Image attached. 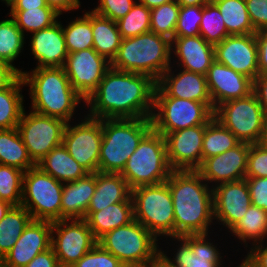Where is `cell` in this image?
<instances>
[{
	"label": "cell",
	"mask_w": 267,
	"mask_h": 267,
	"mask_svg": "<svg viewBox=\"0 0 267 267\" xmlns=\"http://www.w3.org/2000/svg\"><path fill=\"white\" fill-rule=\"evenodd\" d=\"M156 81L110 67L97 89L84 102L87 116L96 119L151 118Z\"/></svg>",
	"instance_id": "1"
},
{
	"label": "cell",
	"mask_w": 267,
	"mask_h": 267,
	"mask_svg": "<svg viewBox=\"0 0 267 267\" xmlns=\"http://www.w3.org/2000/svg\"><path fill=\"white\" fill-rule=\"evenodd\" d=\"M173 200L175 237L209 234L213 189L197 170H173L166 180Z\"/></svg>",
	"instance_id": "2"
},
{
	"label": "cell",
	"mask_w": 267,
	"mask_h": 267,
	"mask_svg": "<svg viewBox=\"0 0 267 267\" xmlns=\"http://www.w3.org/2000/svg\"><path fill=\"white\" fill-rule=\"evenodd\" d=\"M25 86H29L31 110L71 123L75 109L85 100L71 86L63 67L34 68L22 71Z\"/></svg>",
	"instance_id": "3"
},
{
	"label": "cell",
	"mask_w": 267,
	"mask_h": 267,
	"mask_svg": "<svg viewBox=\"0 0 267 267\" xmlns=\"http://www.w3.org/2000/svg\"><path fill=\"white\" fill-rule=\"evenodd\" d=\"M171 40L154 32L122 39L111 67L144 74L156 82L171 65Z\"/></svg>",
	"instance_id": "4"
},
{
	"label": "cell",
	"mask_w": 267,
	"mask_h": 267,
	"mask_svg": "<svg viewBox=\"0 0 267 267\" xmlns=\"http://www.w3.org/2000/svg\"><path fill=\"white\" fill-rule=\"evenodd\" d=\"M151 129V118L102 119L98 172L121 173L139 142Z\"/></svg>",
	"instance_id": "5"
},
{
	"label": "cell",
	"mask_w": 267,
	"mask_h": 267,
	"mask_svg": "<svg viewBox=\"0 0 267 267\" xmlns=\"http://www.w3.org/2000/svg\"><path fill=\"white\" fill-rule=\"evenodd\" d=\"M137 220L105 233L97 242L126 267H147L160 257L158 241Z\"/></svg>",
	"instance_id": "6"
},
{
	"label": "cell",
	"mask_w": 267,
	"mask_h": 267,
	"mask_svg": "<svg viewBox=\"0 0 267 267\" xmlns=\"http://www.w3.org/2000/svg\"><path fill=\"white\" fill-rule=\"evenodd\" d=\"M172 171L165 137L152 128L139 142L120 174L132 190L164 182Z\"/></svg>",
	"instance_id": "7"
},
{
	"label": "cell",
	"mask_w": 267,
	"mask_h": 267,
	"mask_svg": "<svg viewBox=\"0 0 267 267\" xmlns=\"http://www.w3.org/2000/svg\"><path fill=\"white\" fill-rule=\"evenodd\" d=\"M134 219L156 238L175 237L173 200L166 181L131 190Z\"/></svg>",
	"instance_id": "8"
},
{
	"label": "cell",
	"mask_w": 267,
	"mask_h": 267,
	"mask_svg": "<svg viewBox=\"0 0 267 267\" xmlns=\"http://www.w3.org/2000/svg\"><path fill=\"white\" fill-rule=\"evenodd\" d=\"M214 112L199 101L167 96L157 85L154 92L152 128L165 136L167 133L207 125Z\"/></svg>",
	"instance_id": "9"
},
{
	"label": "cell",
	"mask_w": 267,
	"mask_h": 267,
	"mask_svg": "<svg viewBox=\"0 0 267 267\" xmlns=\"http://www.w3.org/2000/svg\"><path fill=\"white\" fill-rule=\"evenodd\" d=\"M63 185L38 166L29 168L23 174L21 205L34 220H61Z\"/></svg>",
	"instance_id": "10"
},
{
	"label": "cell",
	"mask_w": 267,
	"mask_h": 267,
	"mask_svg": "<svg viewBox=\"0 0 267 267\" xmlns=\"http://www.w3.org/2000/svg\"><path fill=\"white\" fill-rule=\"evenodd\" d=\"M213 116L240 142H261L267 118L254 92L218 105Z\"/></svg>",
	"instance_id": "11"
},
{
	"label": "cell",
	"mask_w": 267,
	"mask_h": 267,
	"mask_svg": "<svg viewBox=\"0 0 267 267\" xmlns=\"http://www.w3.org/2000/svg\"><path fill=\"white\" fill-rule=\"evenodd\" d=\"M67 122L24 109L18 130L32 161L39 163L53 148L62 144Z\"/></svg>",
	"instance_id": "12"
},
{
	"label": "cell",
	"mask_w": 267,
	"mask_h": 267,
	"mask_svg": "<svg viewBox=\"0 0 267 267\" xmlns=\"http://www.w3.org/2000/svg\"><path fill=\"white\" fill-rule=\"evenodd\" d=\"M97 243L85 219H62L52 222L51 247L60 267H72Z\"/></svg>",
	"instance_id": "13"
},
{
	"label": "cell",
	"mask_w": 267,
	"mask_h": 267,
	"mask_svg": "<svg viewBox=\"0 0 267 267\" xmlns=\"http://www.w3.org/2000/svg\"><path fill=\"white\" fill-rule=\"evenodd\" d=\"M101 142L102 119L85 116V119L74 126L67 123L62 144L88 173H96Z\"/></svg>",
	"instance_id": "14"
},
{
	"label": "cell",
	"mask_w": 267,
	"mask_h": 267,
	"mask_svg": "<svg viewBox=\"0 0 267 267\" xmlns=\"http://www.w3.org/2000/svg\"><path fill=\"white\" fill-rule=\"evenodd\" d=\"M110 67L111 62L94 48L68 53L63 66L71 86L85 101L97 89Z\"/></svg>",
	"instance_id": "15"
},
{
	"label": "cell",
	"mask_w": 267,
	"mask_h": 267,
	"mask_svg": "<svg viewBox=\"0 0 267 267\" xmlns=\"http://www.w3.org/2000/svg\"><path fill=\"white\" fill-rule=\"evenodd\" d=\"M215 61L241 73L252 81L259 75L255 34L229 35L214 45Z\"/></svg>",
	"instance_id": "16"
},
{
	"label": "cell",
	"mask_w": 267,
	"mask_h": 267,
	"mask_svg": "<svg viewBox=\"0 0 267 267\" xmlns=\"http://www.w3.org/2000/svg\"><path fill=\"white\" fill-rule=\"evenodd\" d=\"M208 234L184 235L182 237H170L179 241L177 252L173 258L168 257L167 252L160 249V258L170 267H220L223 263L221 252ZM222 267V266H221Z\"/></svg>",
	"instance_id": "17"
},
{
	"label": "cell",
	"mask_w": 267,
	"mask_h": 267,
	"mask_svg": "<svg viewBox=\"0 0 267 267\" xmlns=\"http://www.w3.org/2000/svg\"><path fill=\"white\" fill-rule=\"evenodd\" d=\"M212 189L214 219L231 231L252 204L246 178L222 183Z\"/></svg>",
	"instance_id": "18"
},
{
	"label": "cell",
	"mask_w": 267,
	"mask_h": 267,
	"mask_svg": "<svg viewBox=\"0 0 267 267\" xmlns=\"http://www.w3.org/2000/svg\"><path fill=\"white\" fill-rule=\"evenodd\" d=\"M207 125L167 133V158L172 170H198L202 165V142Z\"/></svg>",
	"instance_id": "19"
},
{
	"label": "cell",
	"mask_w": 267,
	"mask_h": 267,
	"mask_svg": "<svg viewBox=\"0 0 267 267\" xmlns=\"http://www.w3.org/2000/svg\"><path fill=\"white\" fill-rule=\"evenodd\" d=\"M250 144L240 142L233 149L222 154L206 158L197 170L207 183H215L211 188L222 183L245 178Z\"/></svg>",
	"instance_id": "20"
},
{
	"label": "cell",
	"mask_w": 267,
	"mask_h": 267,
	"mask_svg": "<svg viewBox=\"0 0 267 267\" xmlns=\"http://www.w3.org/2000/svg\"><path fill=\"white\" fill-rule=\"evenodd\" d=\"M52 222L32 219L4 256L5 267H25L39 253L51 247Z\"/></svg>",
	"instance_id": "21"
},
{
	"label": "cell",
	"mask_w": 267,
	"mask_h": 267,
	"mask_svg": "<svg viewBox=\"0 0 267 267\" xmlns=\"http://www.w3.org/2000/svg\"><path fill=\"white\" fill-rule=\"evenodd\" d=\"M214 109L229 100L248 96L253 92V81L226 65L214 61L206 74Z\"/></svg>",
	"instance_id": "22"
},
{
	"label": "cell",
	"mask_w": 267,
	"mask_h": 267,
	"mask_svg": "<svg viewBox=\"0 0 267 267\" xmlns=\"http://www.w3.org/2000/svg\"><path fill=\"white\" fill-rule=\"evenodd\" d=\"M172 68L174 67L170 66L161 75L156 85L169 97L199 101L205 103L214 112L206 76L183 69L175 74Z\"/></svg>",
	"instance_id": "23"
},
{
	"label": "cell",
	"mask_w": 267,
	"mask_h": 267,
	"mask_svg": "<svg viewBox=\"0 0 267 267\" xmlns=\"http://www.w3.org/2000/svg\"><path fill=\"white\" fill-rule=\"evenodd\" d=\"M29 45L38 61L35 68L64 66L68 50L60 21L49 28L33 32Z\"/></svg>",
	"instance_id": "24"
},
{
	"label": "cell",
	"mask_w": 267,
	"mask_h": 267,
	"mask_svg": "<svg viewBox=\"0 0 267 267\" xmlns=\"http://www.w3.org/2000/svg\"><path fill=\"white\" fill-rule=\"evenodd\" d=\"M171 53L175 54L177 66L181 69L202 75L207 74L215 61L214 45L202 36L174 37L171 40Z\"/></svg>",
	"instance_id": "25"
},
{
	"label": "cell",
	"mask_w": 267,
	"mask_h": 267,
	"mask_svg": "<svg viewBox=\"0 0 267 267\" xmlns=\"http://www.w3.org/2000/svg\"><path fill=\"white\" fill-rule=\"evenodd\" d=\"M96 188V173L63 185L61 197L62 219H85L91 198Z\"/></svg>",
	"instance_id": "26"
},
{
	"label": "cell",
	"mask_w": 267,
	"mask_h": 267,
	"mask_svg": "<svg viewBox=\"0 0 267 267\" xmlns=\"http://www.w3.org/2000/svg\"><path fill=\"white\" fill-rule=\"evenodd\" d=\"M123 201L133 200L131 189L121 174L96 172V188L85 219L94 211H101L109 205Z\"/></svg>",
	"instance_id": "27"
},
{
	"label": "cell",
	"mask_w": 267,
	"mask_h": 267,
	"mask_svg": "<svg viewBox=\"0 0 267 267\" xmlns=\"http://www.w3.org/2000/svg\"><path fill=\"white\" fill-rule=\"evenodd\" d=\"M36 166L61 183L76 181L88 174L63 144L53 148Z\"/></svg>",
	"instance_id": "28"
},
{
	"label": "cell",
	"mask_w": 267,
	"mask_h": 267,
	"mask_svg": "<svg viewBox=\"0 0 267 267\" xmlns=\"http://www.w3.org/2000/svg\"><path fill=\"white\" fill-rule=\"evenodd\" d=\"M85 220L98 240L105 233L125 226L134 220L133 201L109 205L101 211L92 212Z\"/></svg>",
	"instance_id": "29"
},
{
	"label": "cell",
	"mask_w": 267,
	"mask_h": 267,
	"mask_svg": "<svg viewBox=\"0 0 267 267\" xmlns=\"http://www.w3.org/2000/svg\"><path fill=\"white\" fill-rule=\"evenodd\" d=\"M93 48L109 62L116 57L122 42L116 21L103 17L92 10Z\"/></svg>",
	"instance_id": "30"
},
{
	"label": "cell",
	"mask_w": 267,
	"mask_h": 267,
	"mask_svg": "<svg viewBox=\"0 0 267 267\" xmlns=\"http://www.w3.org/2000/svg\"><path fill=\"white\" fill-rule=\"evenodd\" d=\"M0 164L19 168L24 172L36 166L18 128L0 130Z\"/></svg>",
	"instance_id": "31"
},
{
	"label": "cell",
	"mask_w": 267,
	"mask_h": 267,
	"mask_svg": "<svg viewBox=\"0 0 267 267\" xmlns=\"http://www.w3.org/2000/svg\"><path fill=\"white\" fill-rule=\"evenodd\" d=\"M21 74L7 87L0 90V130L17 128L24 111Z\"/></svg>",
	"instance_id": "32"
},
{
	"label": "cell",
	"mask_w": 267,
	"mask_h": 267,
	"mask_svg": "<svg viewBox=\"0 0 267 267\" xmlns=\"http://www.w3.org/2000/svg\"><path fill=\"white\" fill-rule=\"evenodd\" d=\"M31 220V214L22 205L12 206L0 220V258L12 249Z\"/></svg>",
	"instance_id": "33"
},
{
	"label": "cell",
	"mask_w": 267,
	"mask_h": 267,
	"mask_svg": "<svg viewBox=\"0 0 267 267\" xmlns=\"http://www.w3.org/2000/svg\"><path fill=\"white\" fill-rule=\"evenodd\" d=\"M228 232L241 240L245 244V247L249 246L246 243L248 240H252V245L266 242L267 213L262 208L251 204L243 218Z\"/></svg>",
	"instance_id": "34"
},
{
	"label": "cell",
	"mask_w": 267,
	"mask_h": 267,
	"mask_svg": "<svg viewBox=\"0 0 267 267\" xmlns=\"http://www.w3.org/2000/svg\"><path fill=\"white\" fill-rule=\"evenodd\" d=\"M230 35L255 34L245 0H213Z\"/></svg>",
	"instance_id": "35"
},
{
	"label": "cell",
	"mask_w": 267,
	"mask_h": 267,
	"mask_svg": "<svg viewBox=\"0 0 267 267\" xmlns=\"http://www.w3.org/2000/svg\"><path fill=\"white\" fill-rule=\"evenodd\" d=\"M240 141L214 117L207 123L202 142V163L213 157L233 149Z\"/></svg>",
	"instance_id": "36"
},
{
	"label": "cell",
	"mask_w": 267,
	"mask_h": 267,
	"mask_svg": "<svg viewBox=\"0 0 267 267\" xmlns=\"http://www.w3.org/2000/svg\"><path fill=\"white\" fill-rule=\"evenodd\" d=\"M9 17H12L17 26L24 31L33 33L51 27L60 16L48 5L38 8H11Z\"/></svg>",
	"instance_id": "37"
},
{
	"label": "cell",
	"mask_w": 267,
	"mask_h": 267,
	"mask_svg": "<svg viewBox=\"0 0 267 267\" xmlns=\"http://www.w3.org/2000/svg\"><path fill=\"white\" fill-rule=\"evenodd\" d=\"M68 53L93 48L92 10L72 20L63 27Z\"/></svg>",
	"instance_id": "38"
},
{
	"label": "cell",
	"mask_w": 267,
	"mask_h": 267,
	"mask_svg": "<svg viewBox=\"0 0 267 267\" xmlns=\"http://www.w3.org/2000/svg\"><path fill=\"white\" fill-rule=\"evenodd\" d=\"M24 43L25 35L12 17L0 21V61L10 64L20 74L22 69L16 68L13 62L22 52Z\"/></svg>",
	"instance_id": "39"
},
{
	"label": "cell",
	"mask_w": 267,
	"mask_h": 267,
	"mask_svg": "<svg viewBox=\"0 0 267 267\" xmlns=\"http://www.w3.org/2000/svg\"><path fill=\"white\" fill-rule=\"evenodd\" d=\"M179 11L180 5L176 0L152 8L150 31L172 40L175 34Z\"/></svg>",
	"instance_id": "40"
},
{
	"label": "cell",
	"mask_w": 267,
	"mask_h": 267,
	"mask_svg": "<svg viewBox=\"0 0 267 267\" xmlns=\"http://www.w3.org/2000/svg\"><path fill=\"white\" fill-rule=\"evenodd\" d=\"M150 14L151 9L137 1L127 15L116 21L122 38H131L149 32Z\"/></svg>",
	"instance_id": "41"
},
{
	"label": "cell",
	"mask_w": 267,
	"mask_h": 267,
	"mask_svg": "<svg viewBox=\"0 0 267 267\" xmlns=\"http://www.w3.org/2000/svg\"><path fill=\"white\" fill-rule=\"evenodd\" d=\"M229 35L217 5L214 2L204 5L200 23V36L208 43L215 45Z\"/></svg>",
	"instance_id": "42"
},
{
	"label": "cell",
	"mask_w": 267,
	"mask_h": 267,
	"mask_svg": "<svg viewBox=\"0 0 267 267\" xmlns=\"http://www.w3.org/2000/svg\"><path fill=\"white\" fill-rule=\"evenodd\" d=\"M24 171L0 164V199L13 206L21 205Z\"/></svg>",
	"instance_id": "43"
},
{
	"label": "cell",
	"mask_w": 267,
	"mask_h": 267,
	"mask_svg": "<svg viewBox=\"0 0 267 267\" xmlns=\"http://www.w3.org/2000/svg\"><path fill=\"white\" fill-rule=\"evenodd\" d=\"M203 6H180L174 37L200 35Z\"/></svg>",
	"instance_id": "44"
},
{
	"label": "cell",
	"mask_w": 267,
	"mask_h": 267,
	"mask_svg": "<svg viewBox=\"0 0 267 267\" xmlns=\"http://www.w3.org/2000/svg\"><path fill=\"white\" fill-rule=\"evenodd\" d=\"M72 267H126L113 254L103 249L98 243Z\"/></svg>",
	"instance_id": "45"
},
{
	"label": "cell",
	"mask_w": 267,
	"mask_h": 267,
	"mask_svg": "<svg viewBox=\"0 0 267 267\" xmlns=\"http://www.w3.org/2000/svg\"><path fill=\"white\" fill-rule=\"evenodd\" d=\"M245 177H267V149L260 143L250 144Z\"/></svg>",
	"instance_id": "46"
},
{
	"label": "cell",
	"mask_w": 267,
	"mask_h": 267,
	"mask_svg": "<svg viewBox=\"0 0 267 267\" xmlns=\"http://www.w3.org/2000/svg\"><path fill=\"white\" fill-rule=\"evenodd\" d=\"M99 2L98 6L91 10L112 21H118L128 14L137 0H99Z\"/></svg>",
	"instance_id": "47"
},
{
	"label": "cell",
	"mask_w": 267,
	"mask_h": 267,
	"mask_svg": "<svg viewBox=\"0 0 267 267\" xmlns=\"http://www.w3.org/2000/svg\"><path fill=\"white\" fill-rule=\"evenodd\" d=\"M249 188L252 205L262 208L267 213V177H245Z\"/></svg>",
	"instance_id": "48"
},
{
	"label": "cell",
	"mask_w": 267,
	"mask_h": 267,
	"mask_svg": "<svg viewBox=\"0 0 267 267\" xmlns=\"http://www.w3.org/2000/svg\"><path fill=\"white\" fill-rule=\"evenodd\" d=\"M250 21L256 32L267 29V0H245Z\"/></svg>",
	"instance_id": "49"
},
{
	"label": "cell",
	"mask_w": 267,
	"mask_h": 267,
	"mask_svg": "<svg viewBox=\"0 0 267 267\" xmlns=\"http://www.w3.org/2000/svg\"><path fill=\"white\" fill-rule=\"evenodd\" d=\"M244 261L251 267H267V242L251 245Z\"/></svg>",
	"instance_id": "50"
},
{
	"label": "cell",
	"mask_w": 267,
	"mask_h": 267,
	"mask_svg": "<svg viewBox=\"0 0 267 267\" xmlns=\"http://www.w3.org/2000/svg\"><path fill=\"white\" fill-rule=\"evenodd\" d=\"M258 46L259 74L267 75V29L255 33Z\"/></svg>",
	"instance_id": "51"
},
{
	"label": "cell",
	"mask_w": 267,
	"mask_h": 267,
	"mask_svg": "<svg viewBox=\"0 0 267 267\" xmlns=\"http://www.w3.org/2000/svg\"><path fill=\"white\" fill-rule=\"evenodd\" d=\"M25 267H60L52 247L39 253Z\"/></svg>",
	"instance_id": "52"
},
{
	"label": "cell",
	"mask_w": 267,
	"mask_h": 267,
	"mask_svg": "<svg viewBox=\"0 0 267 267\" xmlns=\"http://www.w3.org/2000/svg\"><path fill=\"white\" fill-rule=\"evenodd\" d=\"M253 92L256 94L267 118V75L259 74L253 81Z\"/></svg>",
	"instance_id": "53"
},
{
	"label": "cell",
	"mask_w": 267,
	"mask_h": 267,
	"mask_svg": "<svg viewBox=\"0 0 267 267\" xmlns=\"http://www.w3.org/2000/svg\"><path fill=\"white\" fill-rule=\"evenodd\" d=\"M19 75L10 64L0 61V90L7 88Z\"/></svg>",
	"instance_id": "54"
},
{
	"label": "cell",
	"mask_w": 267,
	"mask_h": 267,
	"mask_svg": "<svg viewBox=\"0 0 267 267\" xmlns=\"http://www.w3.org/2000/svg\"><path fill=\"white\" fill-rule=\"evenodd\" d=\"M45 2L59 15H62L63 12L76 10L81 5L80 0H45Z\"/></svg>",
	"instance_id": "55"
},
{
	"label": "cell",
	"mask_w": 267,
	"mask_h": 267,
	"mask_svg": "<svg viewBox=\"0 0 267 267\" xmlns=\"http://www.w3.org/2000/svg\"><path fill=\"white\" fill-rule=\"evenodd\" d=\"M46 5L45 0H15L10 8H38Z\"/></svg>",
	"instance_id": "56"
},
{
	"label": "cell",
	"mask_w": 267,
	"mask_h": 267,
	"mask_svg": "<svg viewBox=\"0 0 267 267\" xmlns=\"http://www.w3.org/2000/svg\"><path fill=\"white\" fill-rule=\"evenodd\" d=\"M180 6H204L213 0H176Z\"/></svg>",
	"instance_id": "57"
},
{
	"label": "cell",
	"mask_w": 267,
	"mask_h": 267,
	"mask_svg": "<svg viewBox=\"0 0 267 267\" xmlns=\"http://www.w3.org/2000/svg\"><path fill=\"white\" fill-rule=\"evenodd\" d=\"M139 3L147 6L148 8L152 9L154 7L160 6L164 3L172 2L175 0H137Z\"/></svg>",
	"instance_id": "58"
},
{
	"label": "cell",
	"mask_w": 267,
	"mask_h": 267,
	"mask_svg": "<svg viewBox=\"0 0 267 267\" xmlns=\"http://www.w3.org/2000/svg\"><path fill=\"white\" fill-rule=\"evenodd\" d=\"M12 206L9 202L0 199V220L4 218Z\"/></svg>",
	"instance_id": "59"
},
{
	"label": "cell",
	"mask_w": 267,
	"mask_h": 267,
	"mask_svg": "<svg viewBox=\"0 0 267 267\" xmlns=\"http://www.w3.org/2000/svg\"><path fill=\"white\" fill-rule=\"evenodd\" d=\"M260 144L263 145L267 149V120H266L265 129L263 131V136H262Z\"/></svg>",
	"instance_id": "60"
},
{
	"label": "cell",
	"mask_w": 267,
	"mask_h": 267,
	"mask_svg": "<svg viewBox=\"0 0 267 267\" xmlns=\"http://www.w3.org/2000/svg\"><path fill=\"white\" fill-rule=\"evenodd\" d=\"M156 267H170L160 257L156 260Z\"/></svg>",
	"instance_id": "61"
},
{
	"label": "cell",
	"mask_w": 267,
	"mask_h": 267,
	"mask_svg": "<svg viewBox=\"0 0 267 267\" xmlns=\"http://www.w3.org/2000/svg\"><path fill=\"white\" fill-rule=\"evenodd\" d=\"M9 7L15 0H2Z\"/></svg>",
	"instance_id": "62"
},
{
	"label": "cell",
	"mask_w": 267,
	"mask_h": 267,
	"mask_svg": "<svg viewBox=\"0 0 267 267\" xmlns=\"http://www.w3.org/2000/svg\"><path fill=\"white\" fill-rule=\"evenodd\" d=\"M238 267H251V266L243 260Z\"/></svg>",
	"instance_id": "63"
},
{
	"label": "cell",
	"mask_w": 267,
	"mask_h": 267,
	"mask_svg": "<svg viewBox=\"0 0 267 267\" xmlns=\"http://www.w3.org/2000/svg\"><path fill=\"white\" fill-rule=\"evenodd\" d=\"M0 267H5V265H4V262H3V259H2V258H0Z\"/></svg>",
	"instance_id": "64"
},
{
	"label": "cell",
	"mask_w": 267,
	"mask_h": 267,
	"mask_svg": "<svg viewBox=\"0 0 267 267\" xmlns=\"http://www.w3.org/2000/svg\"><path fill=\"white\" fill-rule=\"evenodd\" d=\"M147 267H156V262L153 265Z\"/></svg>",
	"instance_id": "65"
}]
</instances>
